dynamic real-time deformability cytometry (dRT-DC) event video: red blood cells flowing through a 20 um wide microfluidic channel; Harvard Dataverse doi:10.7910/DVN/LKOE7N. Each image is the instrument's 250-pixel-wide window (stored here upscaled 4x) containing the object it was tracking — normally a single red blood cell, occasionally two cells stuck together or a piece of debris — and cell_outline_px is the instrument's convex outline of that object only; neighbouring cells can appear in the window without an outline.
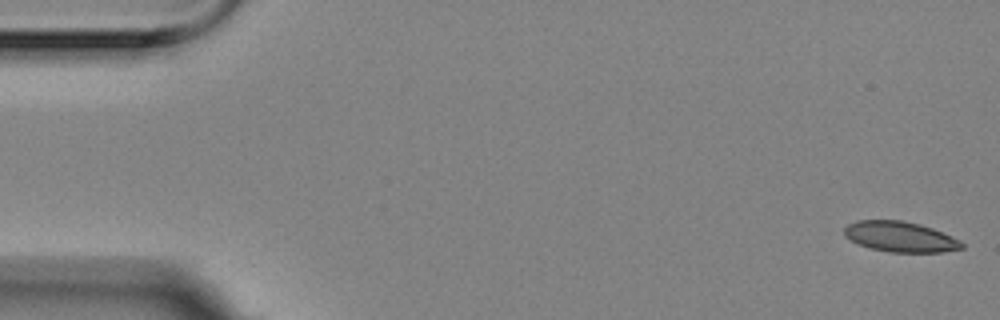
{"species": "Egyptian fruit bat (a non-hibernating species)", "species_latin": "Rousettus aegyptiacus", "temperature_condition": "room temperature", "stored_images_in_passage": 56, "camera_frame_rate_fps": 3000, "um_per_image_px": 0.085, "animal": {"sex": "female"}, "frame": {"image": 1, "passage_image": 1, "time_ms": 0.0, "image_size_px": [1000, 320], "cell_outline_px": [[964, 248], [944, 252], [888, 252], [868, 248], [844, 236], [844, 228], [848, 224], [856, 220], [904, 220], [920, 224], [932, 228], [952, 236], [960, 240], [964, 244]], "centroid_in_image_um": [76.53, 20.12], "position_along_channel_um": 8.5, "area_um2": 20.98}}
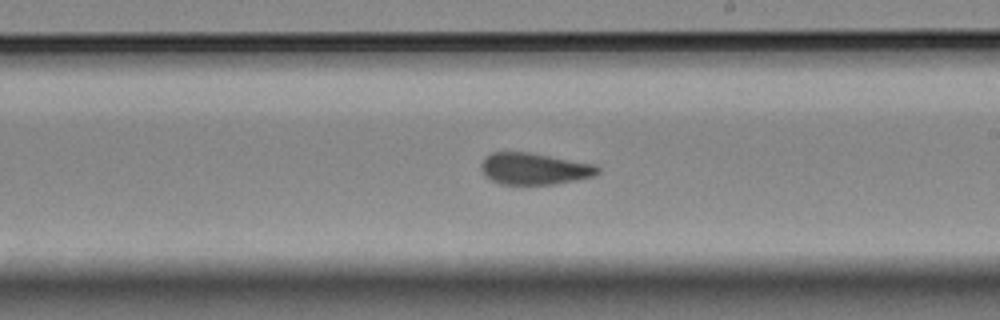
{"frame": {"image": 2, "passage_image": 32, "time_ms": 10.333, "image_size_px": [1000, 320], "cell_outline_px": [[600, 172], [596, 176], [556, 184], [500, 184], [484, 176], [480, 168], [480, 164], [484, 156], [492, 152], [528, 152], [596, 164], [600, 168]], "centroid_in_image_um": [45.41, 14.34], "position_along_channel_um": 243.6, "area_um2": 21.79}}
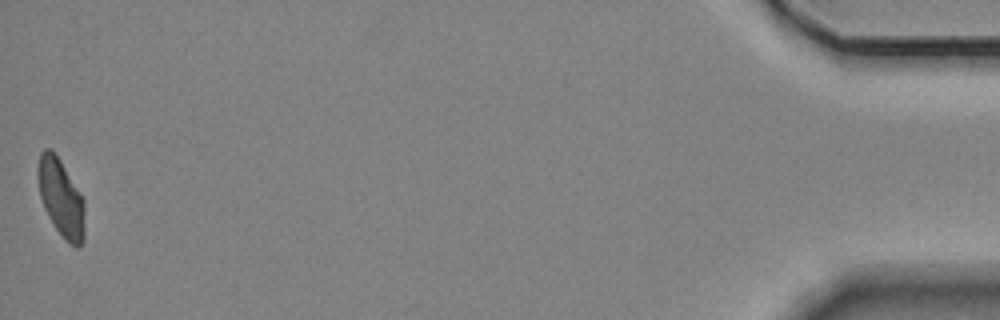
{"frame": {"image": 3, "passage_image": 56, "time_ms": 18.333, "image_size_px": [1000, 320], "cell_outline_px": [[84, 240], [80, 248], [76, 248], [68, 244], [64, 240], [48, 216], [44, 208], [40, 196], [36, 176], [36, 168], [40, 152], [44, 148], [52, 148], [60, 160], [80, 192], [84, 200]], "centroid_in_image_um": [5.17, 16.82], "position_along_channel_um": 430.0, "area_um2": 21.62}, "authors_computed_cell_mechanics": {"area_um2": 21.8484, "velocity_mm_per_s": 3.5189, "shape_relaxation_time_tau1_ms": null, "shape_relaxation_time_tau2_ms": 2.2981, "deformation_change_tau1": null, "deformation_change_tau2": 0.0685}}